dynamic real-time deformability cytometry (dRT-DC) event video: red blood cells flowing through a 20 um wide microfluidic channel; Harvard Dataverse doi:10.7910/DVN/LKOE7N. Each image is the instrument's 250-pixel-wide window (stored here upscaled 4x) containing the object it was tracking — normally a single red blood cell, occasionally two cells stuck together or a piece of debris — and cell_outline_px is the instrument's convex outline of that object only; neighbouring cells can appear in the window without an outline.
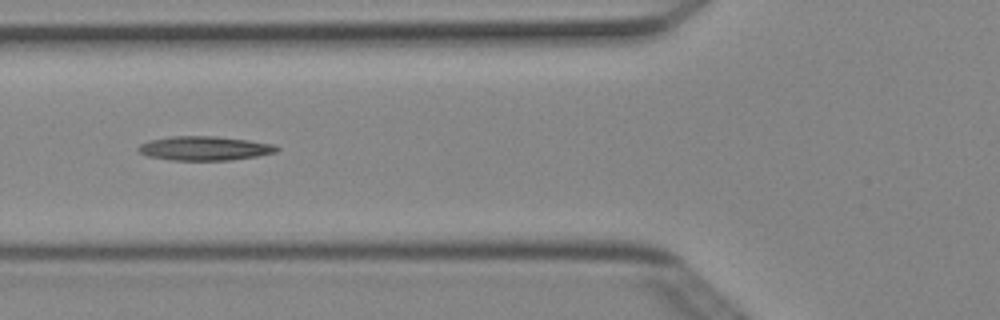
{"species": "Egyptian fruit bat (a non-hibernating species)", "species_latin": "Rousettus aegyptiacus", "temperature_condition": "cold", "stored_images_in_passage": 5, "camera_frame_rate_fps": 3000, "um_per_image_px": 0.085, "animal": {"sex": "female"}, "frame": {"image": 1, "passage_image": 4, "time_ms": 1.0, "image_size_px": [1000, 320], "cell_outline_px": [[280, 148], [276, 152], [256, 156], [228, 160], [172, 160], [148, 156], [140, 152], [136, 148], [140, 144], [148, 140], [168, 136], [216, 136], [248, 140], [276, 144]], "centroid_in_image_um": [17.38, 12.59], "position_along_channel_um": 108.4, "area_um2": 19.54}}
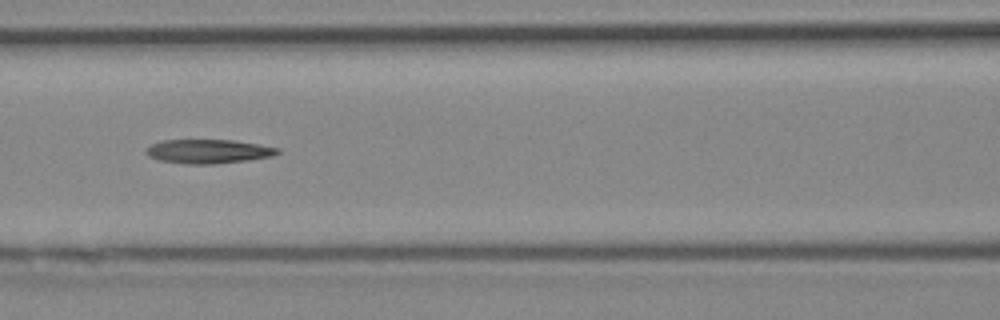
{"frame": {"image": 2, "passage_image": 5, "time_ms": 1.333, "image_size_px": [1000, 320], "cell_outline_px": [[280, 152], [272, 156], [248, 160], [216, 164], [188, 164], [156, 160], [148, 156], [144, 152], [152, 144], [160, 140], [232, 140], [260, 144], [280, 148]], "centroid_in_image_um": [17.7, 12.87], "position_along_channel_um": 148.9, "area_um2": 18.55}}